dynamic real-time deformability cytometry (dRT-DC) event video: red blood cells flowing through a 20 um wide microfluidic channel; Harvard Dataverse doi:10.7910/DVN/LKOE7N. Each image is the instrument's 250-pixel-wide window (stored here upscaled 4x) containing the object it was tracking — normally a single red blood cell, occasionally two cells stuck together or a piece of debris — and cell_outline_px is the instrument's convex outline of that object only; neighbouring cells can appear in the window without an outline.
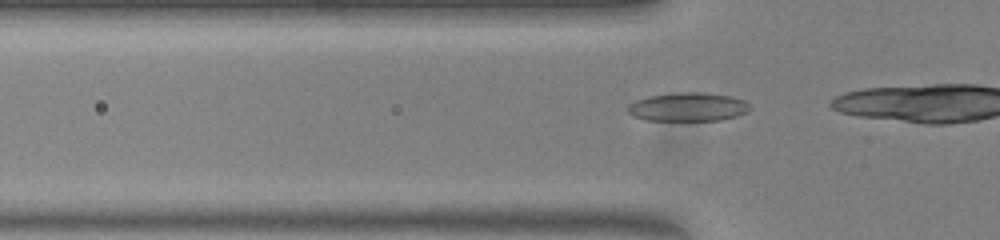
{"species": "common noctule bat (a hibernating species)", "species_latin": "Nyctalus noctula", "temperature_condition": "warm", "stored_images_in_passage": 14, "camera_frame_rate_fps": 3000, "um_per_image_px": 0.085, "animal": {"sex": "female", "body_mass_g": 23.0, "forearm_length_mm": 53.4}, "frame": {"image": 1, "passage_image": 9, "time_ms": 2.667, "image_size_px": [1000, 240], "cell_outline_px": [[752, 108], [748, 112], [736, 116], [720, 120], [644, 120], [632, 116], [628, 112], [628, 104], [636, 100], [648, 96], [688, 92], [696, 92], [732, 96], [744, 100]], "centroid_in_image_um": [58.48, 9.1], "position_along_channel_um": 67.3, "area_um2": 20.29}}
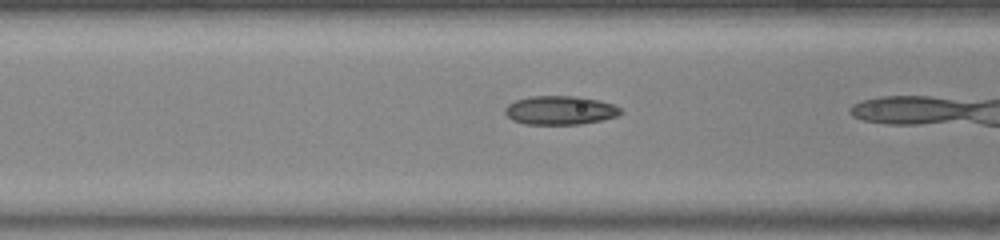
{"frame": {"image": 2, "passage_image": 13, "time_ms": 4.0, "image_size_px": [1000, 240], "cell_outline_px": [[624, 112], [616, 116], [600, 120], [580, 124], [524, 124], [512, 120], [504, 112], [504, 108], [508, 104], [516, 100], [528, 96], [576, 96], [600, 100], [612, 104], [620, 108]], "centroid_in_image_um": [47.59, 9.37], "position_along_channel_um": 119.0, "area_um2": 19.42}}